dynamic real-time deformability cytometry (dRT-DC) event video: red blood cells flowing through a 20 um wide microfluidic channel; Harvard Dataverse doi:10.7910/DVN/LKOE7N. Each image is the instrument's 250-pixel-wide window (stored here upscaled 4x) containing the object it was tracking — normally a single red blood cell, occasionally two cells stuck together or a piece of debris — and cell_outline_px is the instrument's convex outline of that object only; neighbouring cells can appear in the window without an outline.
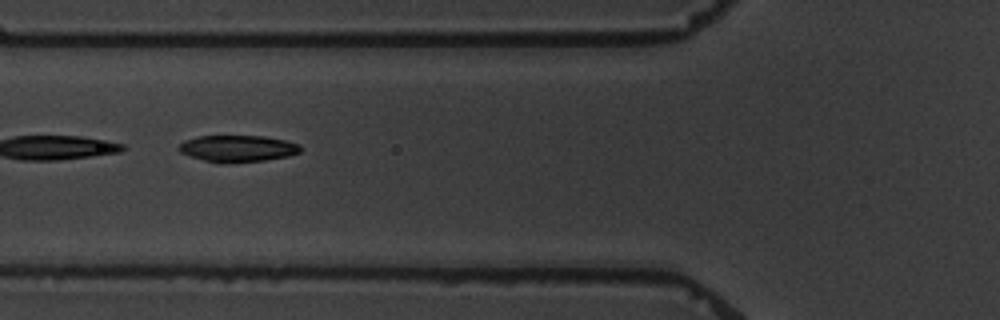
{"species": "common noctule bat (a hibernating species)", "species_latin": "Nyctalus noctula", "temperature_condition": "warm", "stored_images_in_passage": 7, "camera_frame_rate_fps": 3000, "um_per_image_px": 0.085, "animal": {"sex": "male", "body_mass_g": 19.5, "forearm_length_mm": 54.6}, "frame": {"image": 1, "passage_image": 6, "time_ms": 6.667, "image_size_px": [1000, 320], "cell_outline_px": [[300, 152], [288, 156], [264, 160], [204, 160], [180, 152], [176, 148], [184, 140], [196, 136], [264, 136], [284, 140], [300, 144]], "centroid_in_image_um": [20.2, 12.57], "position_along_channel_um": 105.6, "area_um2": 18.03}}